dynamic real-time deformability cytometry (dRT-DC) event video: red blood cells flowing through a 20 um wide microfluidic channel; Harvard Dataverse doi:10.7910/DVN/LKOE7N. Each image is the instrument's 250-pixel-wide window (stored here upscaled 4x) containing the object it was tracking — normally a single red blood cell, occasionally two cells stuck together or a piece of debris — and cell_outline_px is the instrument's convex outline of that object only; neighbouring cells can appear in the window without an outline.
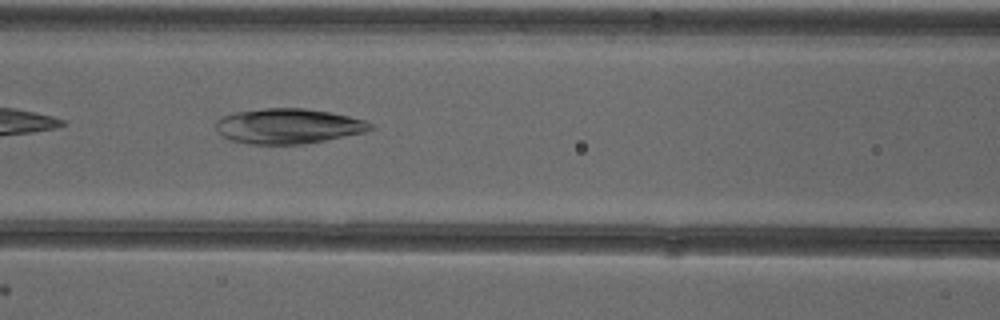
{"species": "common noctule bat (a hibernating species)", "species_latin": "Nyctalus noctula", "temperature_condition": "cold", "stored_images_in_passage": 35, "camera_frame_rate_fps": 3000, "um_per_image_px": 0.085, "animal": {"sex": "female"}, "frame": {"image": 1, "passage_image": 7, "time_ms": 2.0, "image_size_px": [1000, 320], "cell_outline_px": [[376, 128], [364, 132], [304, 144], [248, 144], [232, 140], [220, 136], [216, 132], [216, 120], [220, 116], [232, 112], [264, 108], [304, 108], [332, 112], [364, 120], [372, 124]], "centroid_in_image_um": [24.44, 10.71], "position_along_channel_um": 142.2, "area_um2": 31.91}}
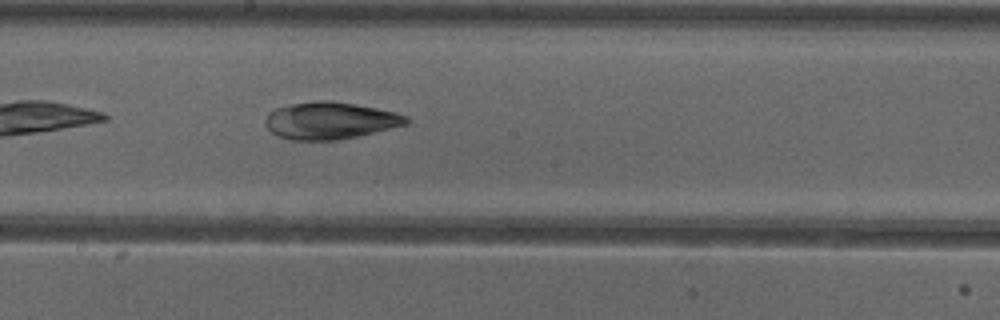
{"frame": {"image": 2, "passage_image": 13, "time_ms": 4.0, "image_size_px": [1000, 320], "cell_outline_px": [[408, 124], [356, 136], [336, 140], [288, 140], [276, 136], [264, 124], [264, 120], [268, 112], [276, 108], [288, 104], [316, 100], [332, 100], [356, 104], [396, 112], [408, 116]], "centroid_in_image_um": [28.01, 10.24], "position_along_channel_um": 220.2, "area_um2": 30.69}}
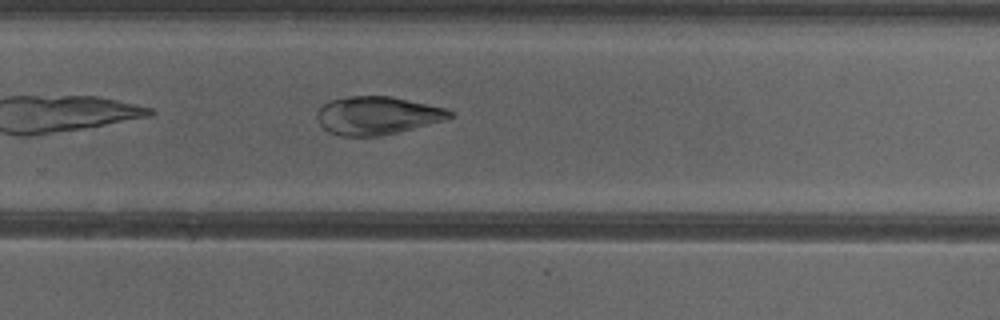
{"frame": {"image": 3, "passage_image": 19, "time_ms": 6.0, "image_size_px": [1000, 320], "cell_outline_px": [[452, 116], [448, 120], [380, 136], [340, 136], [328, 132], [316, 120], [316, 112], [328, 100], [348, 96], [392, 96], [444, 108], [452, 112]], "centroid_in_image_um": [32.03, 9.82], "position_along_channel_um": 297.8, "area_um2": 29.59}}